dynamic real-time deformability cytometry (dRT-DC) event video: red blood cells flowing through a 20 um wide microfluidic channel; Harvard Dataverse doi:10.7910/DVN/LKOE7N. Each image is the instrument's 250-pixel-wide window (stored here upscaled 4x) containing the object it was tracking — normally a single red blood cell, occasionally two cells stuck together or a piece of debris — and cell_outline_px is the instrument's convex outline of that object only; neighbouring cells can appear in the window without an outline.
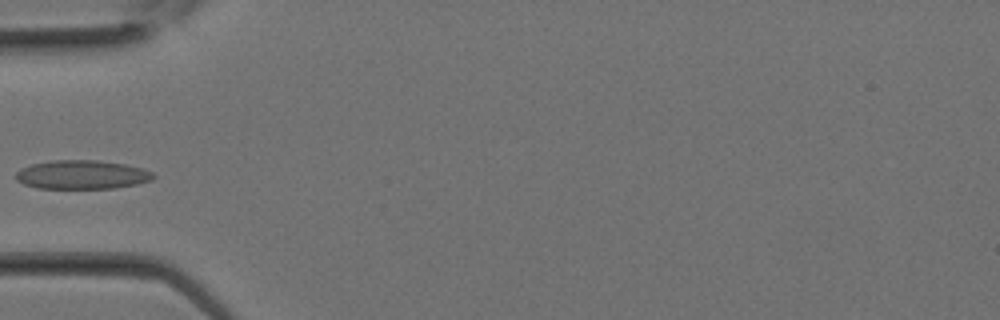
{"species": "Egyptian fruit bat (a non-hibernating species)", "species_latin": "Rousettus aegyptiacus", "temperature_condition": "room temperature", "stored_images_in_passage": 29, "camera_frame_rate_fps": 3000, "um_per_image_px": 0.085, "animal": {"sex": "female"}, "frame": {"image": 1, "passage_image": 9, "time_ms": 2.667, "image_size_px": [1000, 320], "cell_outline_px": [[156, 176], [152, 180], [136, 184], [116, 188], [36, 188], [24, 184], [16, 180], [16, 172], [20, 168], [32, 164], [52, 160], [100, 160], [124, 164], [144, 168], [152, 172]], "centroid_in_image_um": [6.98, 14.84], "position_along_channel_um": 78.0, "area_um2": 23.24}}
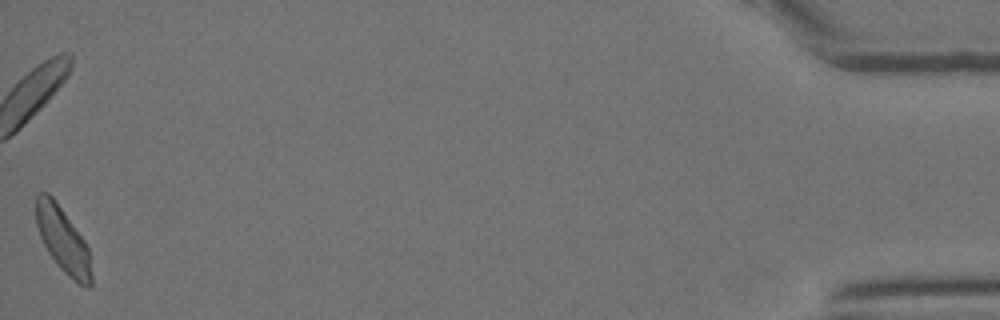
{"frame": {"image": 2, "passage_image": 29, "time_ms": 9.333, "image_size_px": [1000, 320], "cell_outline_px": [[92, 288], [88, 288], [80, 284], [68, 276], [64, 272], [48, 252], [40, 236], [36, 224], [36, 196], [40, 192], [48, 192], [52, 196], [84, 240], [88, 248], [92, 276]], "centroid_in_image_um": [5.35, 20.41], "position_along_channel_um": 429.8, "area_um2": 20.75}}